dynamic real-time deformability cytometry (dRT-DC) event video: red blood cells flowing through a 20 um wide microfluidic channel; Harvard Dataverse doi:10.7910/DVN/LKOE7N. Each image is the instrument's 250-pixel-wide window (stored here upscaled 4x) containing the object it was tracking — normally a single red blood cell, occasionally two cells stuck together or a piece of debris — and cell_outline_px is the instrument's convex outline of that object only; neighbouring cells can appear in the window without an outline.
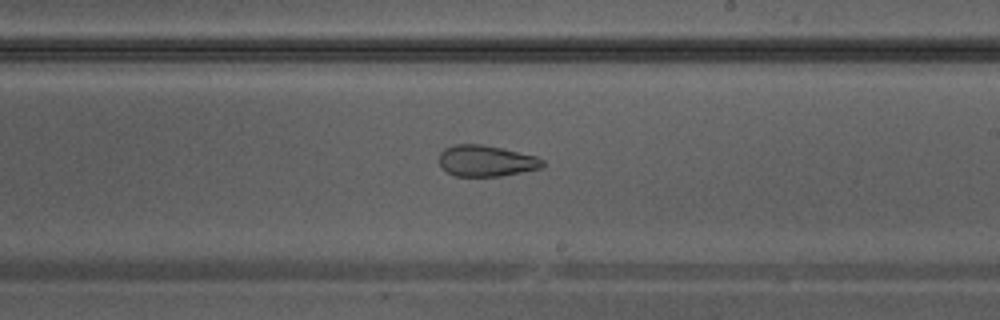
{"species": "Egyptian fruit bat (a non-hibernating species)", "species_latin": "Rousettus aegyptiacus", "temperature_condition": "warm", "stored_images_in_passage": 39, "camera_frame_rate_fps": 3000, "um_per_image_px": 0.085, "animal": {"sex": "male"}, "frame": {"image": 1, "passage_image": 23, "time_ms": 7.333, "image_size_px": [1000, 320], "cell_outline_px": [[544, 164], [540, 168], [500, 176], [456, 176], [448, 172], [440, 164], [440, 152], [444, 148], [456, 144], [480, 144], [500, 148], [536, 156], [544, 160]], "centroid_in_image_um": [41.31, 13.67], "position_along_channel_um": 247.7, "area_um2": 18.5}}